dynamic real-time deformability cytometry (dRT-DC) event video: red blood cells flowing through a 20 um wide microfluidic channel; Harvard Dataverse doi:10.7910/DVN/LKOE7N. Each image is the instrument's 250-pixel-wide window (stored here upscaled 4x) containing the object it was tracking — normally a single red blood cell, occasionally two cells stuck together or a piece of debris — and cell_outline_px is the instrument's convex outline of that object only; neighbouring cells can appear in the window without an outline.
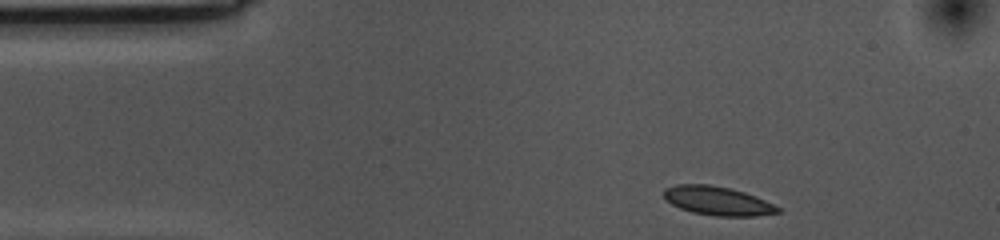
{"species": "common noctule bat (a hibernating species)", "species_latin": "Nyctalus noctula", "temperature_condition": "cold", "stored_images_in_passage": 38, "camera_frame_rate_fps": 3000, "um_per_image_px": 0.085, "animal": {"sex": "female", "body_mass_g": 10.0, "forearm_length_mm": 53.1}, "frame": {"image": 1, "passage_image": 1, "time_ms": 0.0, "image_size_px": [1000, 240], "cell_outline_px": [[780, 212], [756, 216], [716, 216], [692, 212], [680, 208], [664, 200], [664, 188], [676, 184], [708, 184], [732, 188], [756, 196], [780, 208]], "centroid_in_image_um": [60.96, 17.06], "position_along_channel_um": 24.0, "area_um2": 19.19}}
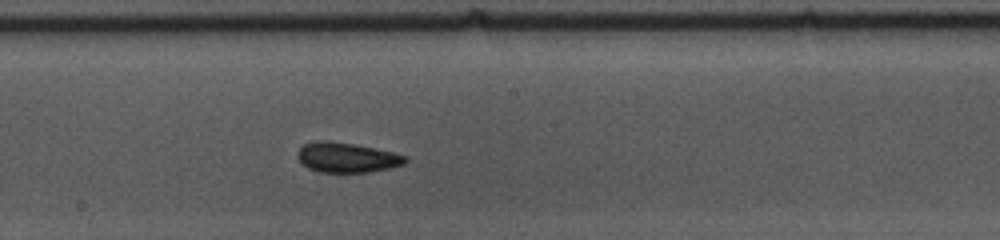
{"frame": {"image": 2, "passage_image": 22, "time_ms": 7.0, "image_size_px": [1000, 240], "cell_outline_px": [[408, 160], [404, 164], [392, 168], [368, 172], [320, 172], [308, 168], [300, 164], [296, 156], [296, 152], [304, 144], [316, 140], [328, 140], [356, 144], [376, 148], [408, 156]], "centroid_in_image_um": [29.46, 13.38], "position_along_channel_um": 218.7, "area_um2": 19.19}}
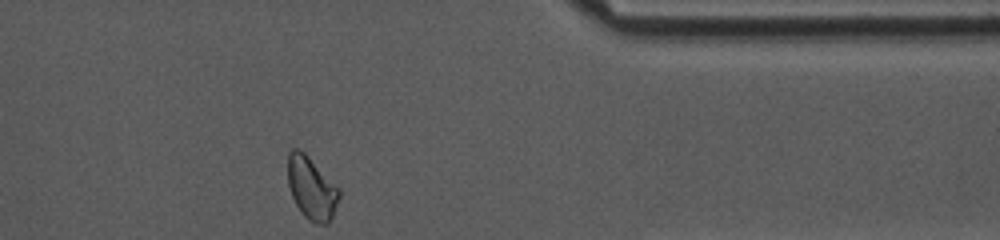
{"frame": {"image": 3, "passage_image": 38, "time_ms": 12.333, "image_size_px": [1000, 240], "cell_outline_px": [[340, 196], [332, 216], [328, 224], [316, 224], [308, 220], [304, 216], [296, 204], [292, 196], [288, 184], [288, 152], [292, 148], [300, 148], [340, 188]], "centroid_in_image_um": [26.48, 15.98], "position_along_channel_um": 384.9, "area_um2": 18.79}, "authors_computed_cell_mechanics": {"area_um2": 18.6405, "velocity_mm_per_s": 3.5205, "shape_relaxation_time_tau1_ms": 2.046, "shape_relaxation_time_tau2_ms": 1.277, "deformation_change_tau1": 0.0855, "deformation_change_tau2": 0.0587}}